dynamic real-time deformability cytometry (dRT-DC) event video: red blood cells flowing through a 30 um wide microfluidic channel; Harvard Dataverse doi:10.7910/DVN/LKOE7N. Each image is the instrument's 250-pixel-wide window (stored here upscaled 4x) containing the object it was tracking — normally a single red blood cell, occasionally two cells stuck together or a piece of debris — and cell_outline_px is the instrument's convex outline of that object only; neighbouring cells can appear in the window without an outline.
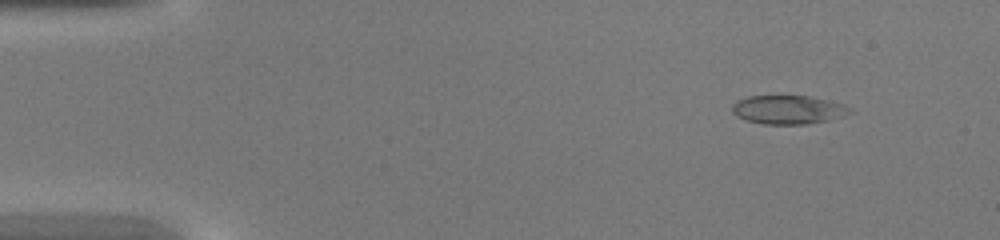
{"species": "common noctule bat (a hibernating species)", "species_latin": "Nyctalus noctula", "temperature_condition": "warm", "stored_images_in_passage": 44, "camera_frame_rate_fps": 3000, "um_per_image_px": 0.085, "animal": {"sex": "female", "body_mass_g": 20.0, "forearm_length_mm": 54.0}, "frame": {"image": 1, "passage_image": 5, "time_ms": 1.333, "image_size_px": [1000, 240], "cell_outline_px": [[852, 112], [844, 116], [832, 120], [804, 124], [764, 124], [748, 120], [736, 116], [732, 112], [732, 104], [736, 100], [748, 96], [812, 96], [844, 104], [852, 108]], "centroid_in_image_um": [67.03, 9.32], "position_along_channel_um": 18.0, "area_um2": 19.88}}
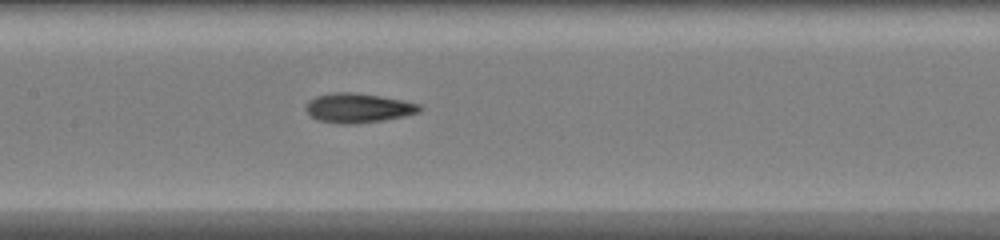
{"frame": {"image": 2, "passage_image": 22, "time_ms": 7.0, "image_size_px": [1000, 240], "cell_outline_px": [[424, 108], [420, 112], [404, 116], [384, 120], [352, 124], [344, 124], [316, 120], [304, 108], [308, 100], [316, 96], [332, 92], [352, 92], [380, 96], [420, 104]], "centroid_in_image_um": [30.43, 9.17], "position_along_channel_um": 177.0, "area_um2": 19.54}}
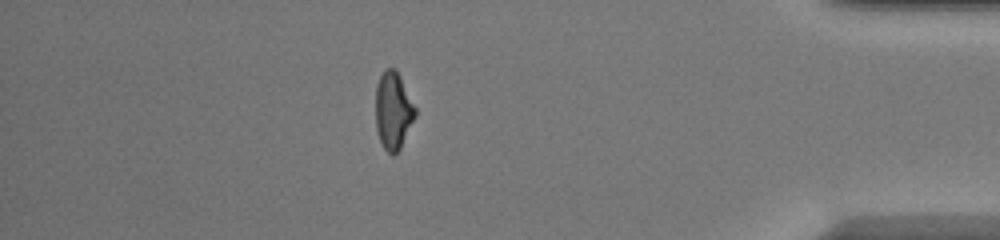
{"frame": {"image": 3, "passage_image": 39, "time_ms": 12.667, "image_size_px": [1000, 240], "cell_outline_px": [[416, 116], [400, 148], [392, 156], [384, 148], [380, 140], [376, 128], [376, 84], [384, 68], [392, 68], [400, 76], [416, 108]], "centroid_in_image_um": [33.42, 9.4], "position_along_channel_um": 401.8, "area_um2": 17.74}}